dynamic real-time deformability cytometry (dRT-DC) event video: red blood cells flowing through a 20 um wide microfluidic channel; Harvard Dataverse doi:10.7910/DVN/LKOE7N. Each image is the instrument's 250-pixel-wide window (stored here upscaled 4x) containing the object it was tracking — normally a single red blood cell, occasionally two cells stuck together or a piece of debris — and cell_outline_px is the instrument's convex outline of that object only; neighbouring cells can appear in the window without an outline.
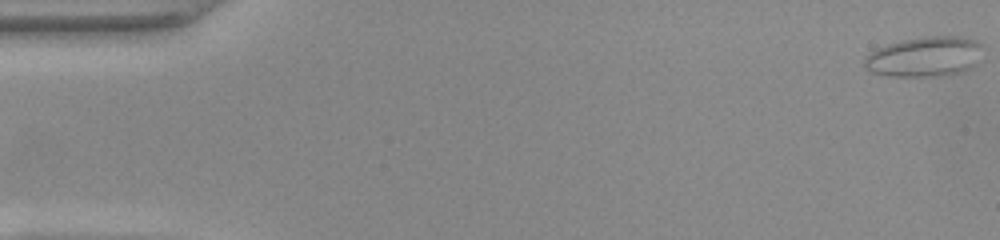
{"species": "common noctule bat (a hibernating species)", "species_latin": "Nyctalus noctula", "temperature_condition": "warm", "stored_images_in_passage": 53, "camera_frame_rate_fps": 3000, "um_per_image_px": 0.085, "animal": {"sex": "female", "body_mass_g": 22.0, "forearm_length_mm": 56.7}, "frame": {"image": 1, "passage_image": 1, "time_ms": 0.0, "image_size_px": [1000, 240], "cell_outline_px": [[980, 44], [972, 64], [964, 72], [944, 76], [888, 76], [872, 72], [864, 68], [864, 60], [876, 48], [888, 44], [904, 40], [928, 36], [960, 36], [976, 40]], "centroid_in_image_um": [78.52, 4.83], "position_along_channel_um": 6.5, "area_um2": 27.05}}
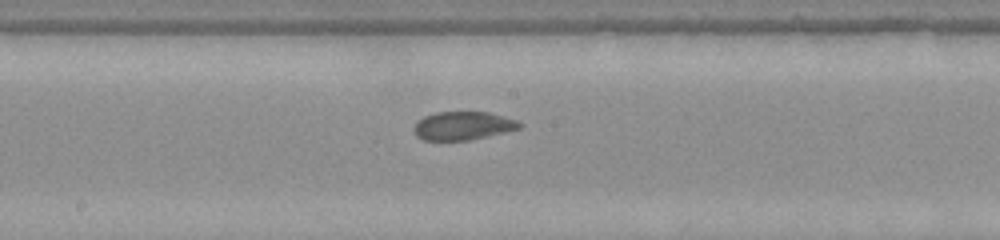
{"frame": {"image": 2, "passage_image": 28, "time_ms": 9.0, "image_size_px": [1000, 240], "cell_outline_px": [[524, 124], [520, 128], [504, 132], [468, 140], [424, 140], [416, 136], [412, 128], [424, 116], [436, 112], [488, 112], [504, 116], [516, 120]], "centroid_in_image_um": [39.35, 10.68], "position_along_channel_um": 208.9, "area_um2": 17.34}}
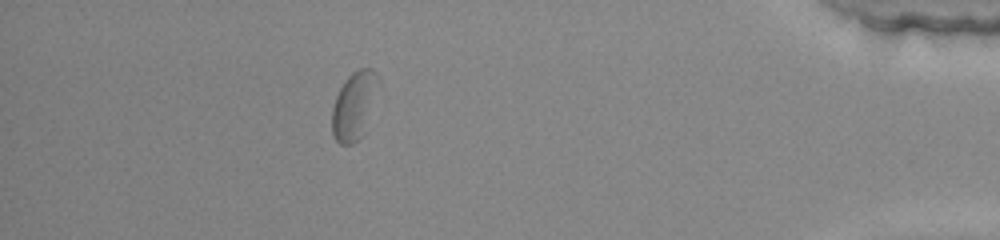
{"frame": {"image": 3, "passage_image": 47, "time_ms": 15.333, "image_size_px": [1000, 240], "cell_outline_px": [[380, 88], [364, 136], [352, 144], [340, 144], [336, 140], [332, 132], [332, 108], [336, 96], [344, 80], [352, 72], [360, 68], [372, 68], [376, 72], [380, 80]], "centroid_in_image_um": [30.16, 8.96], "position_along_channel_um": 405.0, "area_um2": 19.02}, "authors_computed_cell_mechanics": {"area_um2": 18.5538, "velocity_mm_per_s": 3.8852, "shape_relaxation_time_tau1_ms": null, "shape_relaxation_time_tau2_ms": 1.2097, "deformation_change_tau1": null, "deformation_change_tau2": 0.0453}}